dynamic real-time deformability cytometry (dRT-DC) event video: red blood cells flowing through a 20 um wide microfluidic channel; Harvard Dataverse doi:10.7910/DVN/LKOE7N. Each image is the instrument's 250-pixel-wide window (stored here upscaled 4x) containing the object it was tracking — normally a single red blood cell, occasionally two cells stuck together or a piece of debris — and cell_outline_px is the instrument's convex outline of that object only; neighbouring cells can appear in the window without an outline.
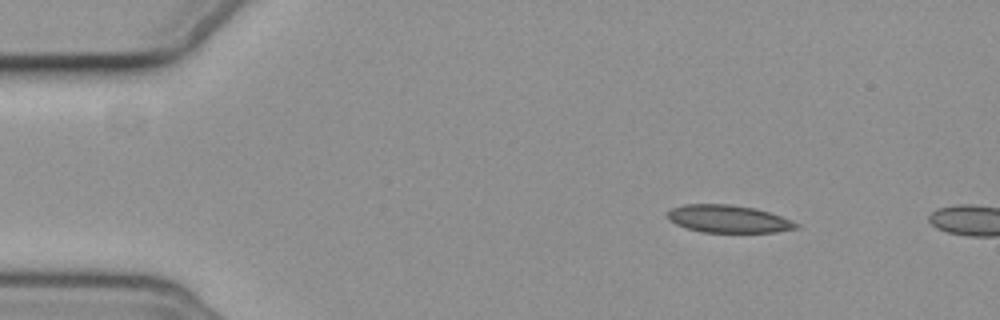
{"species": "common noctule bat (a hibernating species)", "species_latin": "Nyctalus noctula", "temperature_condition": "cold", "stored_images_in_passage": 2, "camera_frame_rate_fps": 3000, "um_per_image_px": 0.085, "animal": {"sex": "female", "body_mass_g": 19.3, "forearm_length_mm": 54.1}, "frame": {"image": 1, "passage_image": 1, "time_ms": 0.0, "image_size_px": [1000, 320], "cell_outline_px": [[800, 228], [776, 232], [700, 232], [676, 224], [668, 220], [668, 212], [672, 208], [684, 204], [732, 204], [756, 208], [792, 220], [800, 224]], "centroid_in_image_um": [61.93, 18.6], "position_along_channel_um": 23.1, "area_um2": 20.75}}